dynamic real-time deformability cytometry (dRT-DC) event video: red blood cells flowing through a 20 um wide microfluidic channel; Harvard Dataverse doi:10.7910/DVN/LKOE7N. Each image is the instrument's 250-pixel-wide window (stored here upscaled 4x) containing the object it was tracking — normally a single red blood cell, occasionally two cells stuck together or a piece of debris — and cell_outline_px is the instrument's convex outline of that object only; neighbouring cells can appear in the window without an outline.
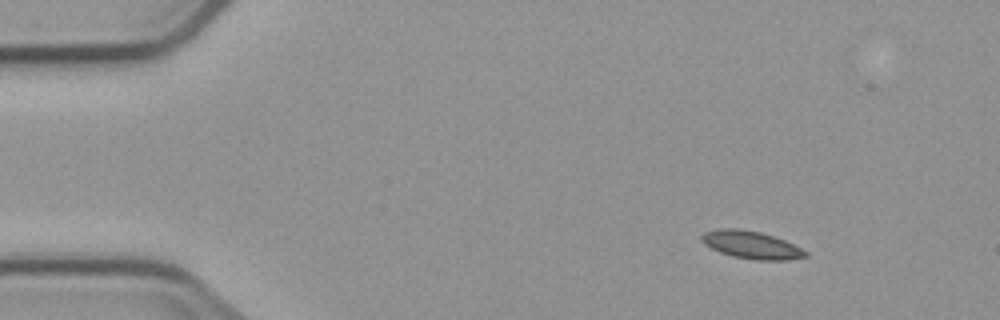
{"species": "common noctule bat (a hibernating species)", "species_latin": "Nyctalus noctula", "temperature_condition": "cold", "stored_images_in_passage": 6, "camera_frame_rate_fps": 3000, "um_per_image_px": 0.085, "animal": {"sex": "male", "body_mass_g": 23.1, "forearm_length_mm": 52.7}, "frame": {"image": 1, "passage_image": 2, "time_ms": 1.0, "image_size_px": [1000, 320], "cell_outline_px": [[808, 256], [788, 260], [756, 260], [732, 256], [720, 252], [704, 244], [700, 240], [700, 236], [704, 232], [720, 228], [736, 228], [760, 232], [784, 240], [808, 252]], "centroid_in_image_um": [63.83, 20.81], "position_along_channel_um": 21.2, "area_um2": 16.65}}
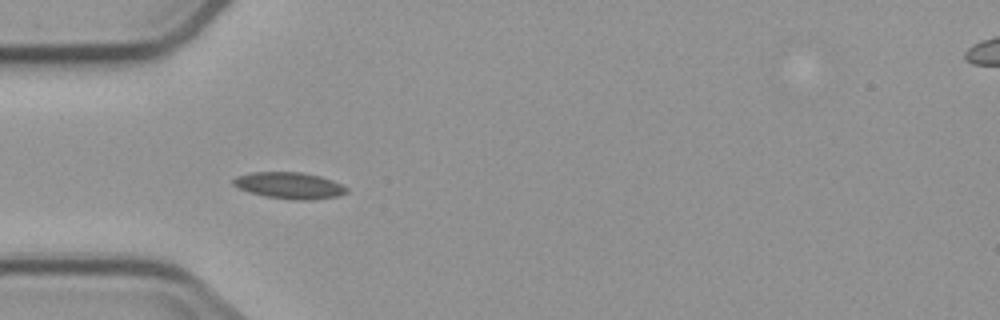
{"frame": {"image": 2, "passage_image": 5, "time_ms": 4.333, "image_size_px": [1000, 320], "cell_outline_px": [[348, 192], [340, 196], [312, 200], [296, 200], [264, 196], [248, 192], [232, 184], [232, 180], [236, 176], [252, 172], [300, 172], [320, 176], [332, 180], [348, 188]], "centroid_in_image_um": [24.61, 15.77], "position_along_channel_um": 60.4, "area_um2": 17.57}}
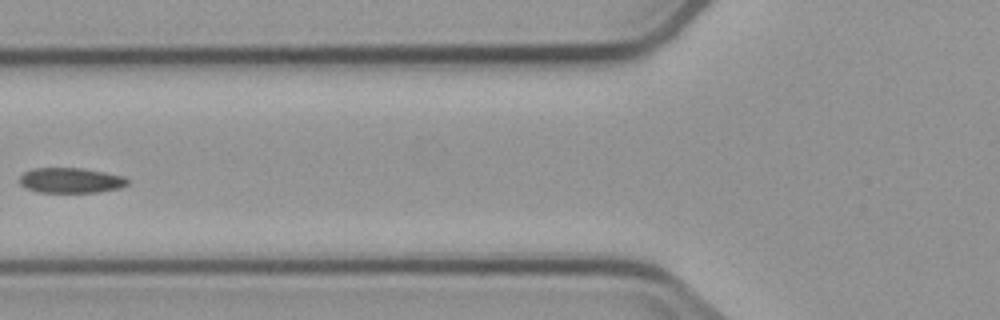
{"frame": {"image": 3, "passage_image": 6, "time_ms": 6.0, "image_size_px": [1000, 320], "cell_outline_px": [[128, 184], [120, 188], [96, 192], [36, 192], [24, 188], [20, 184], [20, 176], [24, 172], [32, 168], [84, 168], [124, 176], [128, 180]], "centroid_in_image_um": [5.99, 15.33], "position_along_channel_um": 119.8, "area_um2": 15.95}}